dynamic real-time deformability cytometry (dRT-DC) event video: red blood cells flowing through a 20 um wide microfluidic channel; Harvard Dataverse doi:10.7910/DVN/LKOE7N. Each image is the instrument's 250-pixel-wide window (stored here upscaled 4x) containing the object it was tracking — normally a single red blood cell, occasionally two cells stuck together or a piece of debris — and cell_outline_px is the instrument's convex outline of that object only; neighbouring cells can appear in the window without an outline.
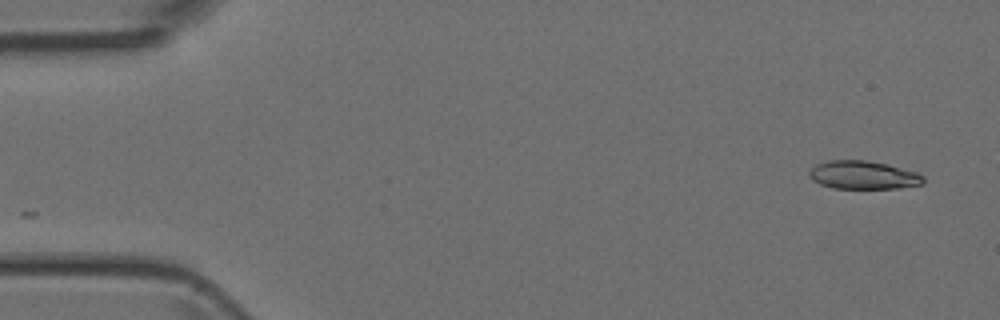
{"species": "Egyptian fruit bat (a non-hibernating species)", "species_latin": "Rousettus aegyptiacus", "temperature_condition": "room temperature", "stored_images_in_passage": 2, "camera_frame_rate_fps": 3000, "um_per_image_px": 0.085, "animal": {"sex": "female"}, "frame": {"image": 1, "passage_image": 2, "time_ms": 1.0, "image_size_px": [1000, 320], "cell_outline_px": [[924, 184], [900, 188], [832, 188], [820, 184], [812, 180], [808, 172], [816, 164], [828, 160], [868, 160], [888, 164], [916, 172], [924, 176]], "centroid_in_image_um": [73.38, 14.87], "position_along_channel_um": 11.6, "area_um2": 18.9}}